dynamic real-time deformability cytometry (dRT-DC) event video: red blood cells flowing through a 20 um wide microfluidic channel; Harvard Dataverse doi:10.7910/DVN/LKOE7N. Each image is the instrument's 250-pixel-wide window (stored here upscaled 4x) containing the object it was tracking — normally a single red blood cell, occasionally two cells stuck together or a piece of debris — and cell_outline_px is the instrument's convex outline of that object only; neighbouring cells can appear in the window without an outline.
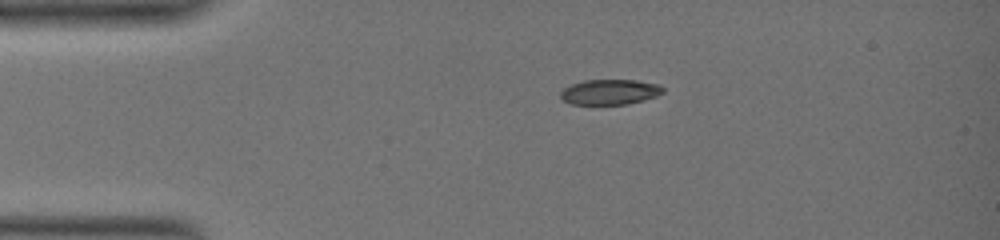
{"species": "common noctule bat (a hibernating species)", "species_latin": "Nyctalus noctula", "temperature_condition": "warm", "stored_images_in_passage": 6, "camera_frame_rate_fps": 3000, "um_per_image_px": 0.085, "animal": {"sex": "female", "body_mass_g": 19.0, "forearm_length_mm": 51.5}, "frame": {"image": 1, "passage_image": 1, "time_ms": 0.0, "image_size_px": [1000, 240], "cell_outline_px": [[664, 92], [656, 96], [644, 100], [628, 104], [572, 104], [564, 100], [560, 96], [560, 92], [564, 88], [572, 84], [584, 80], [636, 80], [660, 84], [664, 88]], "centroid_in_image_um": [51.87, 7.81], "position_along_channel_um": 33.1, "area_um2": 15.09}}